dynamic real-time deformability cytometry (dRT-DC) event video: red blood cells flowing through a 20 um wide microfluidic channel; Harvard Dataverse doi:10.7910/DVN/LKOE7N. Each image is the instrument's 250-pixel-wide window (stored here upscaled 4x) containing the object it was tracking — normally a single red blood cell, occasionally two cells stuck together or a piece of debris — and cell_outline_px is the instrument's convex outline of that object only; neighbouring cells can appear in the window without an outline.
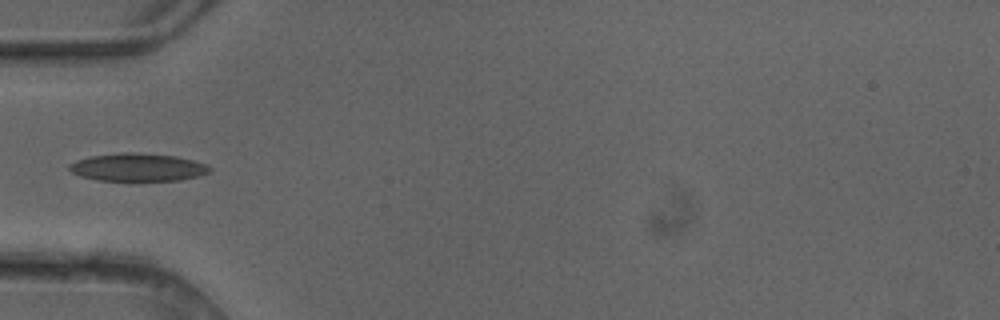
{"species": "common noctule bat (a hibernating species)", "species_latin": "Nyctalus noctula", "temperature_condition": "cold", "stored_images_in_passage": 5, "camera_frame_rate_fps": 3000, "um_per_image_px": 0.085, "animal": {"sex": "female"}, "frame": {"image": 1, "passage_image": 5, "time_ms": 1.333, "image_size_px": [1000, 320], "cell_outline_px": [[212, 172], [200, 176], [180, 180], [96, 180], [80, 176], [72, 172], [68, 168], [68, 164], [76, 160], [92, 156], [124, 152], [136, 152], [176, 156], [208, 164], [212, 168]], "centroid_in_image_um": [11.75, 14.21], "position_along_channel_um": 73.3, "area_um2": 22.89}}